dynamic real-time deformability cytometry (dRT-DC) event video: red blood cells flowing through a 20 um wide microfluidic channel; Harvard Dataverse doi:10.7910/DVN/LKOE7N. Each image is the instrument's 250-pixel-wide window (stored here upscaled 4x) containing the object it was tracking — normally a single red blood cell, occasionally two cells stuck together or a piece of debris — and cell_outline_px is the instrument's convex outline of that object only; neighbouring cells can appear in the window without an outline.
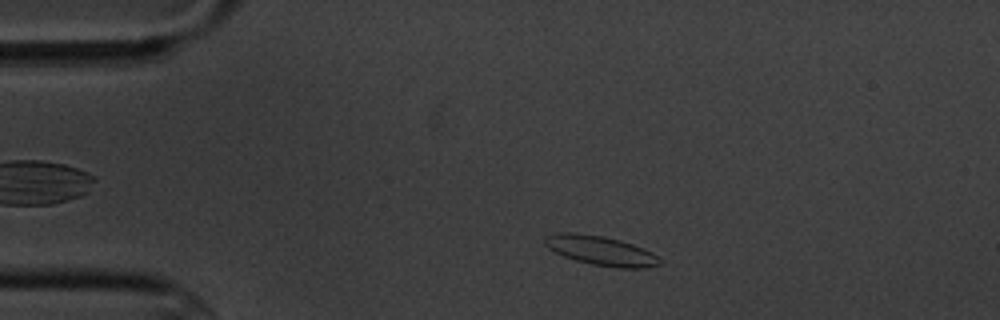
{"species": "common noctule bat (a hibernating species)", "species_latin": "Nyctalus noctula", "temperature_condition": "cold", "stored_images_in_passage": 3, "camera_frame_rate_fps": 3000, "um_per_image_px": 0.085, "animal": {"sex": "male", "body_mass_g": 20.1, "forearm_length_mm": 53.5}, "frame": {"image": 1, "passage_image": 1, "time_ms": 0.0, "image_size_px": [1000, 320], "cell_outline_px": [[660, 264], [648, 268], [616, 268], [592, 264], [576, 260], [564, 256], [548, 248], [544, 244], [544, 236], [560, 232], [572, 232], [604, 236], [620, 240], [644, 248], [652, 252], [660, 260]], "centroid_in_image_um": [51.06, 21.3], "position_along_channel_um": 33.9, "area_um2": 19.71}}
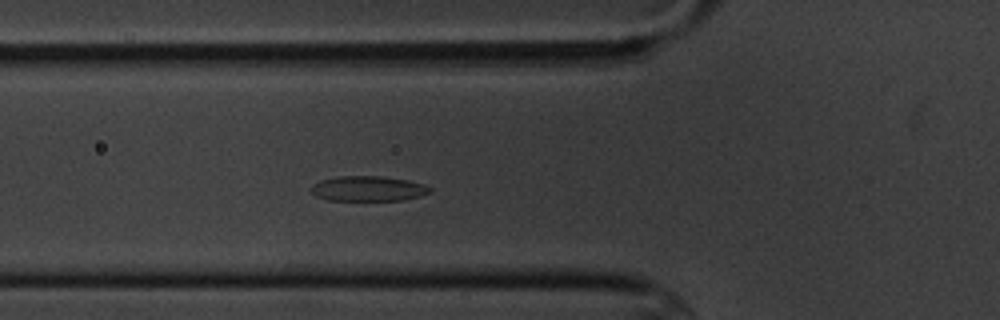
{"frame": {"image": 2, "passage_image": 3, "time_ms": 3.0, "image_size_px": [1000, 320], "cell_outline_px": [[432, 192], [420, 196], [404, 200], [328, 200], [316, 196], [312, 192], [312, 184], [320, 180], [340, 176], [380, 176], [408, 180], [424, 184], [432, 188]], "centroid_in_image_um": [31.32, 16.03], "position_along_channel_um": 94.5, "area_um2": 17.4}}